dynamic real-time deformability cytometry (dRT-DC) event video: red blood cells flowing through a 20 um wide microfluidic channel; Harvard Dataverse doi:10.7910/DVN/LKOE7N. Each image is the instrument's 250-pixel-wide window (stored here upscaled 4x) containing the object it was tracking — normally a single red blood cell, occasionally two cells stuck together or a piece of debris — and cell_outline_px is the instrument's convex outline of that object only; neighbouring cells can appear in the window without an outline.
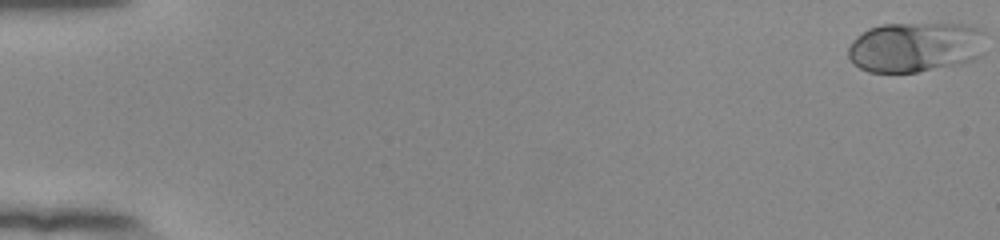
{"species": "human", "species_latin": "Homo sapiens", "temperature_condition": "room temperature", "stored_images_in_passage": 54, "camera_frame_rate_fps": 3000, "um_per_image_px": 0.085, "donor": {"sex": "female"}, "frame": {"image": 1, "passage_image": 1, "time_ms": 0.0, "image_size_px": [1000, 240], "cell_outline_px": [[984, 32], [980, 56], [972, 60], [960, 64], [916, 72], [868, 72], [852, 64], [848, 56], [848, 48], [852, 40], [856, 36], [868, 28], [880, 24], [972, 24], [984, 28]], "centroid_in_image_um": [77.79, 3.99], "position_along_channel_um": 7.2, "area_um2": 40.58}}
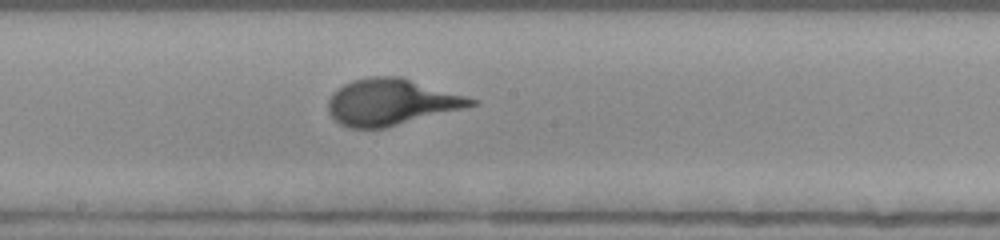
{"frame": {"image": 2, "passage_image": 31, "time_ms": 10.0, "image_size_px": [1000, 240], "cell_outline_px": [[480, 104], [384, 128], [348, 128], [340, 124], [328, 112], [328, 100], [332, 92], [344, 84], [352, 80], [368, 76], [400, 76], [480, 100]], "centroid_in_image_um": [33.25, 8.67], "position_along_channel_um": 215.0, "area_um2": 38.67}}
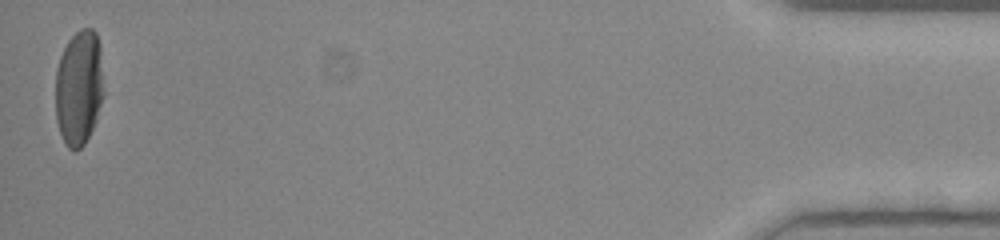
{"frame": {"image": 3, "passage_image": 54, "time_ms": 17.667, "image_size_px": [1000, 240], "cell_outline_px": [[104, 96], [96, 120], [84, 144], [76, 152], [72, 152], [64, 144], [56, 120], [56, 68], [60, 56], [68, 40], [80, 28], [92, 28], [96, 32], [100, 44], [104, 92]], "centroid_in_image_um": [6.72, 7.46], "position_along_channel_um": 428.5, "area_um2": 32.95}}